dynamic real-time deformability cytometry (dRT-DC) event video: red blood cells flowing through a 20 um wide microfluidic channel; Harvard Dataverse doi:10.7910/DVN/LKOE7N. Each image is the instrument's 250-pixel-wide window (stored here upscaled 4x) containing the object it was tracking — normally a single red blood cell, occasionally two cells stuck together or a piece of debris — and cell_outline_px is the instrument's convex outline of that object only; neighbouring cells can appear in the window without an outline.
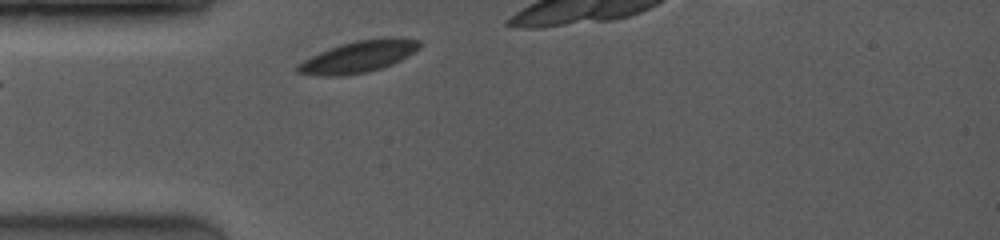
{"species": "common noctule bat (a hibernating species)", "species_latin": "Nyctalus noctula", "temperature_condition": "room temperature", "stored_images_in_passage": 7, "camera_frame_rate_fps": 3500, "um_per_image_px": 0.085, "animal": {"sex": "female", "body_mass_g": 19.0, "forearm_length_mm": 53.3}, "frame": {"image": 1, "passage_image": 1, "time_ms": 0.0, "image_size_px": [1000, 240], "cell_outline_px": [[424, 44], [420, 48], [408, 56], [392, 64], [368, 72], [344, 76], [324, 76], [296, 72], [296, 64], [328, 48], [340, 44], [356, 40], [384, 36], [396, 36], [420, 40]], "centroid_in_image_um": [30.53, 4.79], "position_along_channel_um": 54.5, "area_um2": 22.95}}
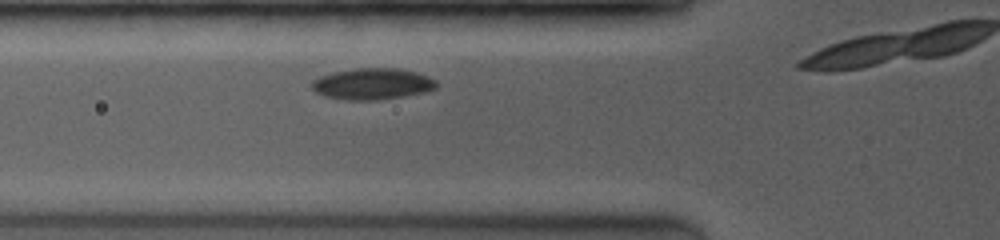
{"frame": {"image": 2, "passage_image": 4, "time_ms": 1.143, "image_size_px": [1000, 240], "cell_outline_px": [[436, 88], [424, 92], [404, 96], [380, 100], [348, 100], [324, 96], [316, 92], [312, 88], [312, 80], [320, 76], [332, 72], [356, 68], [396, 68], [416, 72], [428, 76], [436, 80]], "centroid_in_image_um": [31.64, 7.13], "position_along_channel_um": 94.2, "area_um2": 22.77}}